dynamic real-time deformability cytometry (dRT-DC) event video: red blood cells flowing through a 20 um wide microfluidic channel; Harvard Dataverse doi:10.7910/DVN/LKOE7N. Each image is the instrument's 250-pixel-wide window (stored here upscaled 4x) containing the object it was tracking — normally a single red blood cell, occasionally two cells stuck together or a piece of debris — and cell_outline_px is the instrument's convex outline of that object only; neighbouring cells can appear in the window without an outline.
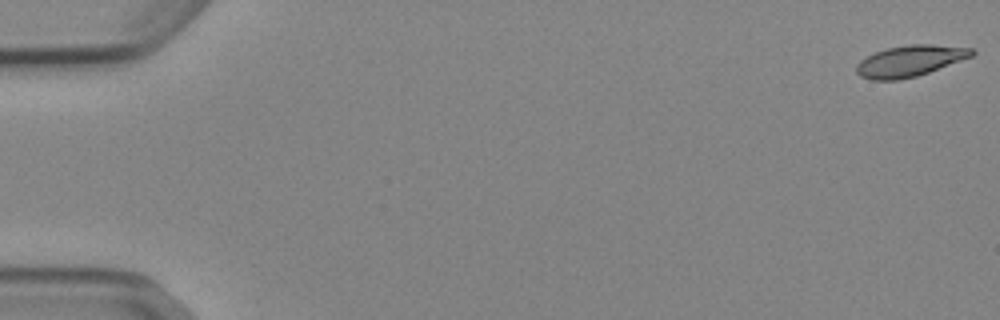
{"species": "Egyptian fruit bat (a non-hibernating species)", "species_latin": "Rousettus aegyptiacus", "temperature_condition": "cold", "stored_images_in_passage": 53, "camera_frame_rate_fps": 3000, "um_per_image_px": 0.085, "animal": {"sex": "female"}, "frame": {"image": 1, "passage_image": 1, "time_ms": 0.0, "image_size_px": [1000, 320], "cell_outline_px": [[976, 52], [972, 56], [928, 72], [916, 76], [900, 80], [872, 80], [860, 76], [856, 72], [856, 64], [860, 60], [876, 52], [888, 48], [908, 44], [932, 44], [972, 48]], "centroid_in_image_um": [77.33, 5.18], "position_along_channel_um": 7.7, "area_um2": 20.81}}
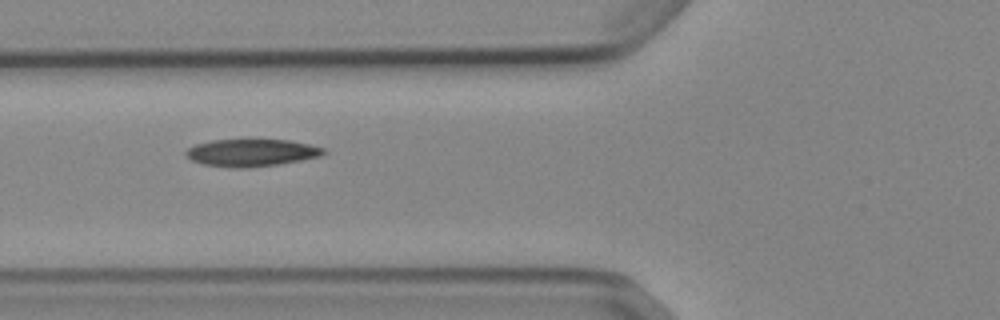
{"frame": {"image": 2, "passage_image": 21, "time_ms": 6.667, "image_size_px": [1000, 320], "cell_outline_px": [[328, 152], [320, 156], [300, 160], [276, 164], [248, 168], [236, 168], [204, 164], [192, 160], [184, 152], [188, 148], [196, 144], [212, 140], [288, 140], [308, 144], [324, 148]], "centroid_in_image_um": [21.38, 12.98], "position_along_channel_um": 104.4, "area_um2": 21.62}}
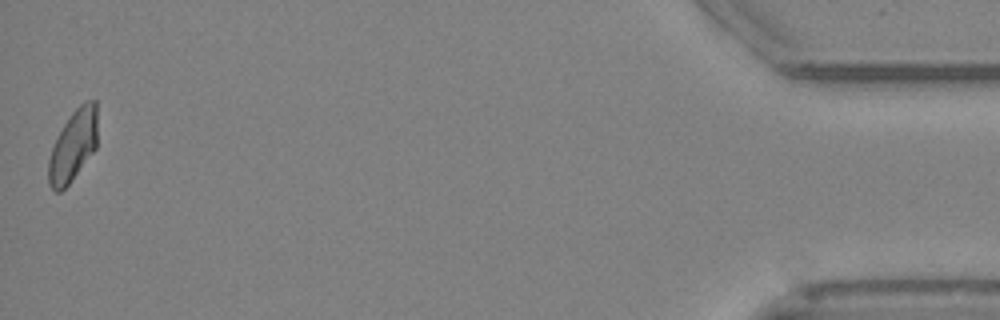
{"frame": {"image": 3, "passage_image": 53, "time_ms": 17.333, "image_size_px": [1000, 320], "cell_outline_px": [[96, 148], [68, 184], [60, 192], [56, 192], [48, 184], [48, 160], [52, 148], [64, 124], [72, 112], [84, 100], [96, 100]], "centroid_in_image_um": [6.2, 12.38], "position_along_channel_um": 429.0, "area_um2": 19.94}, "authors_computed_cell_mechanics": {"area_um2": 21.1548, "velocity_mm_per_s": 3.8689, "shape_relaxation_time_tau1_ms": 7.5551, "shape_relaxation_time_tau2_ms": 6.8758, "deformation_change_tau1": 0.1625, "deformation_change_tau2": 0.1121}}